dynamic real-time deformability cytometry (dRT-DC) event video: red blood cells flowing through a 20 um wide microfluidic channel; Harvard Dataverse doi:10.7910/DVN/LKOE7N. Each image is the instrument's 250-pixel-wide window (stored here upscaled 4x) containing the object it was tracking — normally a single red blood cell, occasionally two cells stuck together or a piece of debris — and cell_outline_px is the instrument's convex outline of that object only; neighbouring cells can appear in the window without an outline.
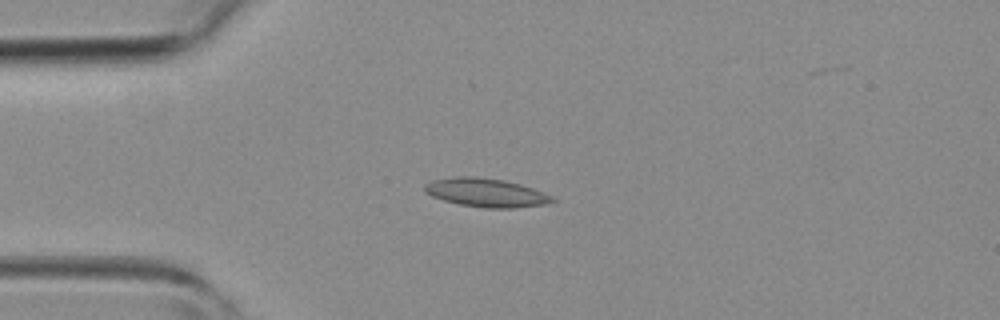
{"species": "common noctule bat (a hibernating species)", "species_latin": "Nyctalus noctula", "temperature_condition": "room temperature", "stored_images_in_passage": 33, "camera_frame_rate_fps": 3000, "um_per_image_px": 0.085, "animal": {"sex": "female", "body_mass_g": 19.3, "forearm_length_mm": 54.1}, "frame": {"image": 1, "passage_image": 1, "time_ms": 0.0, "image_size_px": [1000, 320], "cell_outline_px": [[556, 200], [544, 204], [516, 208], [484, 208], [460, 204], [444, 200], [432, 196], [424, 192], [424, 184], [432, 180], [456, 176], [476, 176], [504, 180], [520, 184], [544, 192], [552, 196]], "centroid_in_image_um": [41.29, 16.37], "position_along_channel_um": 43.7, "area_um2": 21.33}}
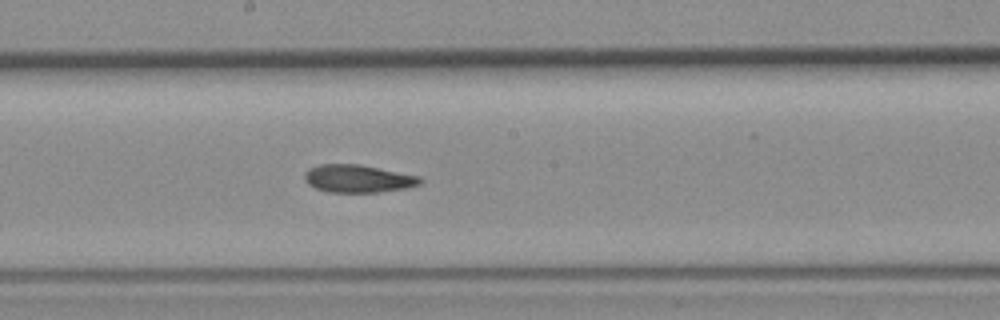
{"frame": {"image": 2, "passage_image": 13, "time_ms": 4.0, "image_size_px": [1000, 320], "cell_outline_px": [[424, 180], [420, 184], [408, 188], [380, 192], [328, 192], [316, 188], [308, 184], [304, 180], [304, 176], [308, 168], [320, 164], [360, 164], [420, 176]], "centroid_in_image_um": [30.45, 15.18], "position_along_channel_um": 217.8, "area_um2": 18.84}}
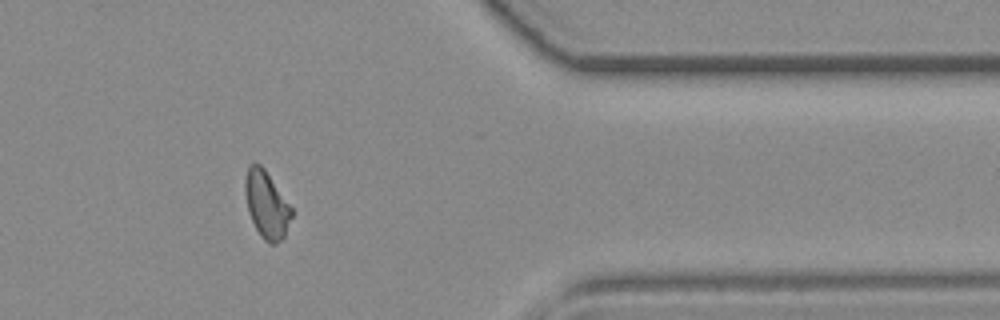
{"frame": {"image": 3, "passage_image": 25, "time_ms": 8.0, "image_size_px": [1000, 320], "cell_outline_px": [[292, 216], [284, 236], [276, 244], [268, 244], [260, 236], [248, 212], [244, 192], [244, 180], [248, 168], [252, 164], [260, 164], [264, 168], [292, 208]], "centroid_in_image_um": [22.64, 17.41], "position_along_channel_um": 388.8, "area_um2": 18.03}}